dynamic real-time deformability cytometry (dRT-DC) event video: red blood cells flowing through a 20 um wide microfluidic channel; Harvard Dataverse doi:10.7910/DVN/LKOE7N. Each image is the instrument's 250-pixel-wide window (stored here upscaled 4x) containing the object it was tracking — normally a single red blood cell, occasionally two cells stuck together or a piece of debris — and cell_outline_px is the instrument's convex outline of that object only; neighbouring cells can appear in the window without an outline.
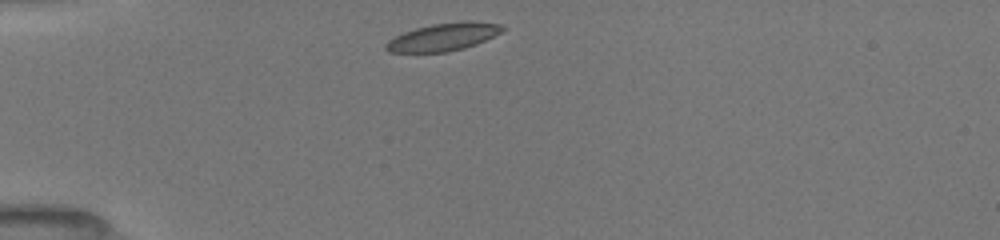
{"species": "common noctule bat (a hibernating species)", "species_latin": "Nyctalus noctula", "temperature_condition": "room temperature", "stored_images_in_passage": 39, "camera_frame_rate_fps": 3000, "um_per_image_px": 0.085, "animal": {"sex": "female", "body_mass_g": 19.5, "forearm_length_mm": 54.1}, "frame": {"image": 1, "passage_image": 1, "time_ms": 0.0, "image_size_px": [1000, 240], "cell_outline_px": [[504, 28], [500, 32], [476, 44], [464, 48], [448, 52], [388, 52], [384, 48], [384, 44], [388, 40], [404, 32], [416, 28], [432, 24], [460, 20], [468, 20], [500, 24]], "centroid_in_image_um": [37.65, 3.13], "position_along_channel_um": 47.4, "area_um2": 18.79}}
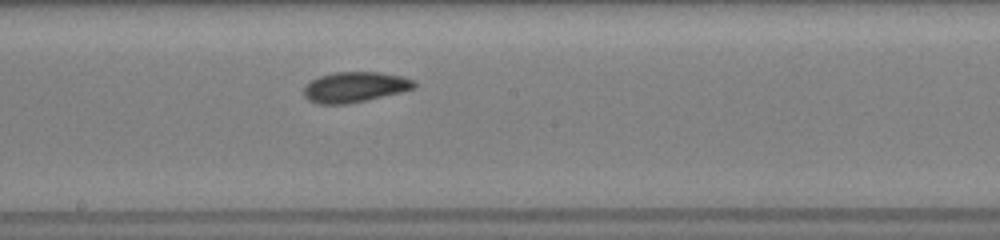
{"frame": {"image": 2, "passage_image": 16, "time_ms": 5.0, "image_size_px": [1000, 240], "cell_outline_px": [[416, 84], [412, 88], [400, 92], [348, 104], [316, 104], [308, 100], [304, 96], [304, 88], [312, 80], [320, 76], [332, 72], [380, 72], [400, 76], [416, 80]], "centroid_in_image_um": [30.14, 7.4], "position_along_channel_um": 218.1, "area_um2": 19.42}}
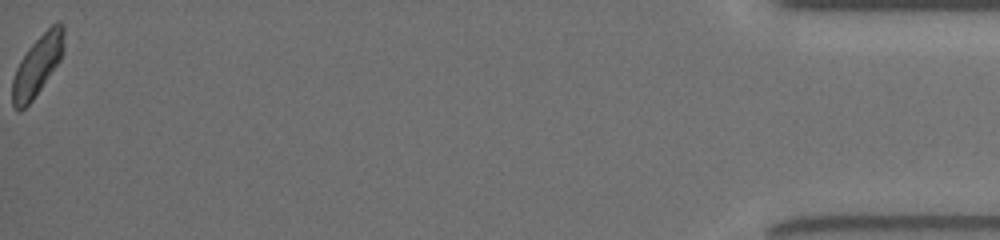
{"frame": {"image": 3, "passage_image": 39, "time_ms": 12.667, "image_size_px": [1000, 240], "cell_outline_px": [[64, 48], [60, 60], [32, 100], [20, 112], [12, 104], [12, 80], [16, 68], [20, 60], [28, 48], [56, 20], [60, 20], [64, 24]], "centroid_in_image_um": [3.19, 5.53], "position_along_channel_um": 432.0, "area_um2": 17.98}, "authors_computed_cell_mechanics": {"area_um2": 18.785, "velocity_mm_per_s": 3.9448, "shape_relaxation_time_tau1_ms": 2.8794, "shape_relaxation_time_tau2_ms": 2.4985, "deformation_change_tau1": 0.114, "deformation_change_tau2": 0.0715}}